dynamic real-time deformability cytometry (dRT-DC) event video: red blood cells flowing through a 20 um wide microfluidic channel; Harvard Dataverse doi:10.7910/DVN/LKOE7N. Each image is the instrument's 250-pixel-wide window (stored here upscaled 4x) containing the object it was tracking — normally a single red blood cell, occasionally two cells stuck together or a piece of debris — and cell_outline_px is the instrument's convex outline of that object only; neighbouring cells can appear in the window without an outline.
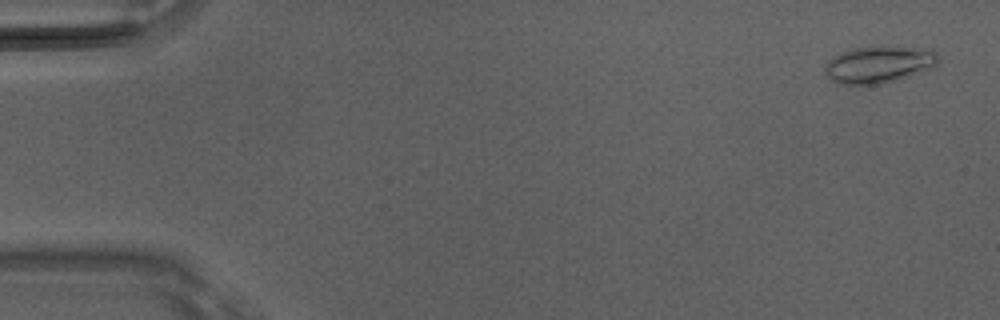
{"species": "Egyptian fruit bat (a non-hibernating species)", "species_latin": "Rousettus aegyptiacus", "temperature_condition": "room temperature", "stored_images_in_passage": 7, "camera_frame_rate_fps": 3000, "um_per_image_px": 0.085, "animal": {"sex": "male"}, "frame": {"image": 1, "passage_image": 1, "time_ms": 0.0, "image_size_px": [1000, 320], "cell_outline_px": [[940, 60], [936, 64], [928, 68], [908, 76], [880, 84], [844, 84], [832, 80], [828, 76], [824, 68], [828, 60], [844, 52], [856, 48], [884, 44], [932, 48], [936, 52]], "centroid_in_image_um": [74.76, 5.43], "position_along_channel_um": 10.2, "area_um2": 24.51}}